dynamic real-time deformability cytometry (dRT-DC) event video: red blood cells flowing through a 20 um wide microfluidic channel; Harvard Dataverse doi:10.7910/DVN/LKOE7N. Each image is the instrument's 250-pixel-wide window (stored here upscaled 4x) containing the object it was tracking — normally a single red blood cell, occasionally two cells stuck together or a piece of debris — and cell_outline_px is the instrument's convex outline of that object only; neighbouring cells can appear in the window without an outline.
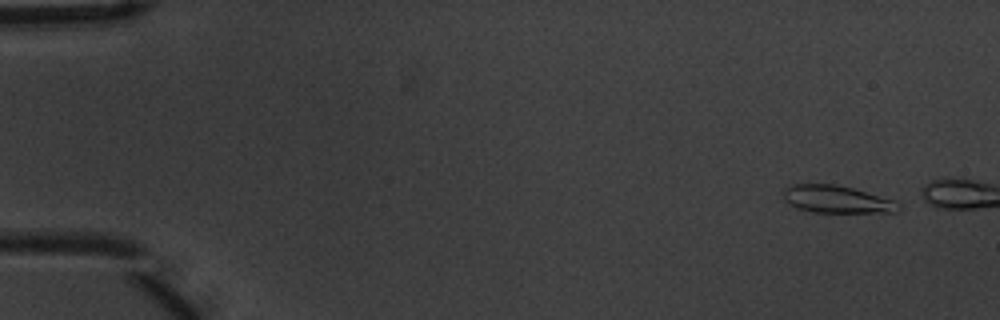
{"species": "common noctule bat (a hibernating species)", "species_latin": "Nyctalus noctula", "temperature_condition": "warm", "stored_images_in_passage": 3, "camera_frame_rate_fps": 3000, "um_per_image_px": 0.085, "animal": {"sex": "male", "body_mass_g": 20.1, "forearm_length_mm": 53.5}, "frame": {"image": 1, "passage_image": 1, "time_ms": 0.0, "image_size_px": [1000, 320], "cell_outline_px": [[900, 212], [812, 212], [796, 208], [788, 204], [784, 200], [780, 192], [784, 188], [792, 184], [832, 184], [852, 188], [892, 200], [900, 204]], "centroid_in_image_um": [71.03, 16.94], "position_along_channel_um": 14.0, "area_um2": 18.44}}